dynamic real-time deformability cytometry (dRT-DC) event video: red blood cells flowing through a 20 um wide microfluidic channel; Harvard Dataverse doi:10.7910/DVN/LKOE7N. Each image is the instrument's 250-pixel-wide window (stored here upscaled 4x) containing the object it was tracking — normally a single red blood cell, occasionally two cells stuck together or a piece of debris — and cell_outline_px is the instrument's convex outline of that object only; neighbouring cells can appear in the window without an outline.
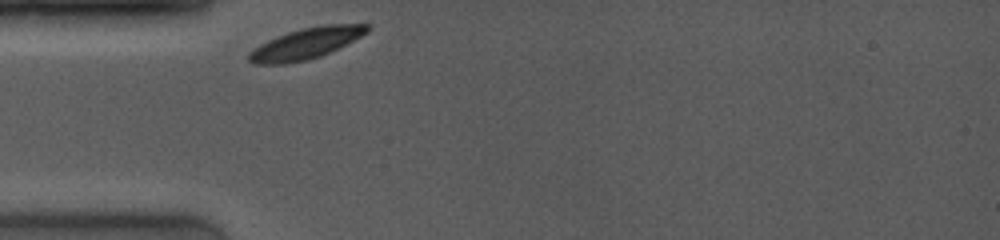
{"species": "common noctule bat (a hibernating species)", "species_latin": "Nyctalus noctula", "temperature_condition": "room temperature", "stored_images_in_passage": 38, "camera_frame_rate_fps": 4000, "um_per_image_px": 0.085, "animal": {"sex": "female", "body_mass_g": 19.0, "forearm_length_mm": 53.3}, "frame": {"image": 1, "passage_image": 1, "time_ms": 0.0, "image_size_px": [1000, 240], "cell_outline_px": [[372, 28], [368, 32], [320, 56], [304, 60], [284, 64], [256, 64], [248, 60], [248, 52], [260, 44], [268, 40], [288, 32], [304, 28], [324, 24], [368, 24]], "centroid_in_image_um": [25.98, 3.69], "position_along_channel_um": 59.0, "area_um2": 20.92}}
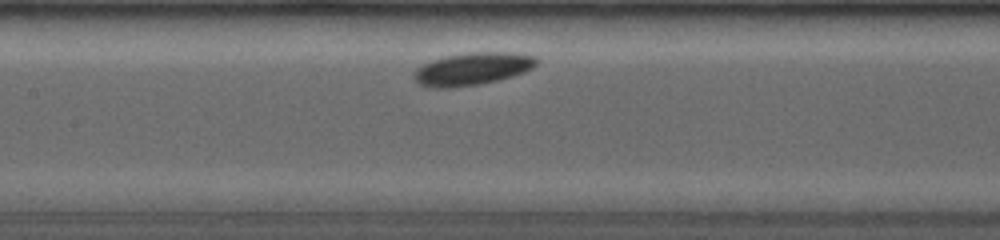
{"frame": {"image": 2, "passage_image": 13, "time_ms": 3.0, "image_size_px": [1000, 240], "cell_outline_px": [[540, 60], [532, 68], [524, 72], [512, 76], [480, 84], [452, 88], [424, 88], [412, 76], [412, 72], [420, 64], [444, 56], [468, 52], [512, 52], [536, 56]], "centroid_in_image_um": [40.11, 5.85], "position_along_channel_um": 167.3, "area_um2": 23.7}}
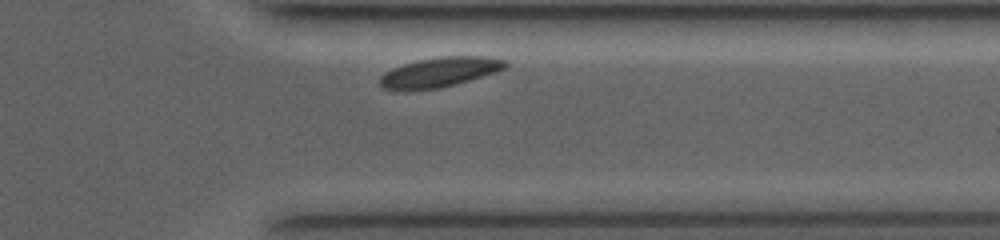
{"frame": {"image": 3, "passage_image": 35, "time_ms": 8.5, "image_size_px": [1000, 240], "cell_outline_px": [[508, 68], [496, 72], [456, 84], [440, 88], [384, 88], [380, 84], [380, 76], [384, 72], [392, 68], [416, 60], [440, 56], [484, 56], [508, 60]], "centroid_in_image_um": [37.47, 6.09], "position_along_channel_um": 373.9, "area_um2": 21.44}, "authors_computed_cell_mechanics": {"area_um2": 21.5016, "velocity_mm_per_s": 3.7321, "shape_relaxation_time_tau1_ms": 0.4581, "shape_relaxation_time_tau2_ms": null, "deformation_change_tau1": 0.0479, "deformation_change_tau2": null}}